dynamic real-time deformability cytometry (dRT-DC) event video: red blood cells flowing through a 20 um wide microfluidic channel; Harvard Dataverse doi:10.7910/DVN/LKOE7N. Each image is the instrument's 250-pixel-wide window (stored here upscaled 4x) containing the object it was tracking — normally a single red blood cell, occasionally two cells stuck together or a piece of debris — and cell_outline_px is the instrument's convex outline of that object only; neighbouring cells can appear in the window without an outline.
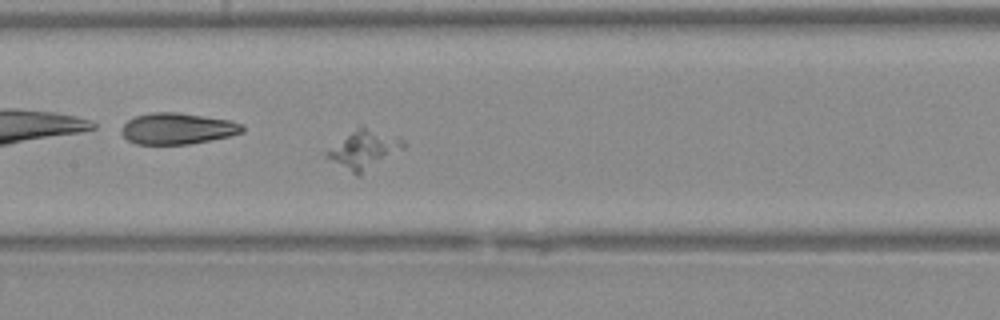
{"species": "Egyptian fruit bat (a non-hibernating species)", "species_latin": "Rousettus aegyptiacus", "temperature_condition": "warm", "stored_images_in_passage": 52, "camera_frame_rate_fps": 3000, "um_per_image_px": 0.085, "animal": {"sex": "female"}, "frame": {"image": 1, "passage_image": 26, "time_ms": 8.333, "image_size_px": [1000, 320], "cell_outline_px": [[404, 148], [360, 176], [356, 176], [324, 156], [324, 152], [352, 132], [360, 128], [364, 128], [404, 140]], "centroid_in_image_um": [30.9, 12.8], "position_along_channel_um": 176.5, "area_um2": 16.3}}
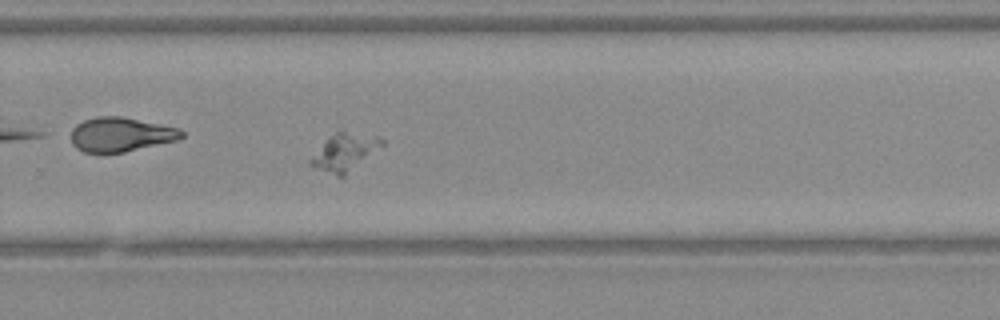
{"frame": {"image": 2, "passage_image": 35, "time_ms": 11.333, "image_size_px": [1000, 320], "cell_outline_px": [[384, 144], [344, 180], [312, 168], [308, 164], [308, 160], [336, 132], [344, 128], [376, 136], [384, 140]], "centroid_in_image_um": [29.32, 12.99], "position_along_channel_um": 300.5, "area_um2": 16.3}}
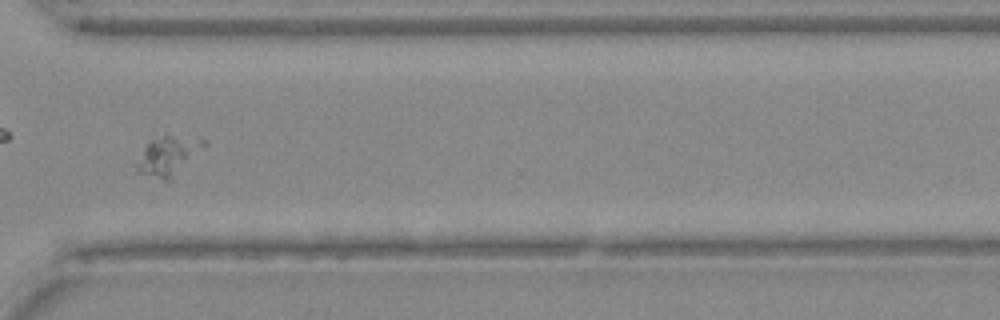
{"frame": {"image": 3, "passage_image": 39, "time_ms": 12.667, "image_size_px": [1000, 320], "cell_outline_px": [[208, 144], [172, 180], [164, 180], [136, 172], [136, 164], [144, 148], [152, 140], [164, 132], [200, 136], [208, 140]], "centroid_in_image_um": [14.39, 13.16], "position_along_channel_um": 356.2, "area_um2": 16.18}}